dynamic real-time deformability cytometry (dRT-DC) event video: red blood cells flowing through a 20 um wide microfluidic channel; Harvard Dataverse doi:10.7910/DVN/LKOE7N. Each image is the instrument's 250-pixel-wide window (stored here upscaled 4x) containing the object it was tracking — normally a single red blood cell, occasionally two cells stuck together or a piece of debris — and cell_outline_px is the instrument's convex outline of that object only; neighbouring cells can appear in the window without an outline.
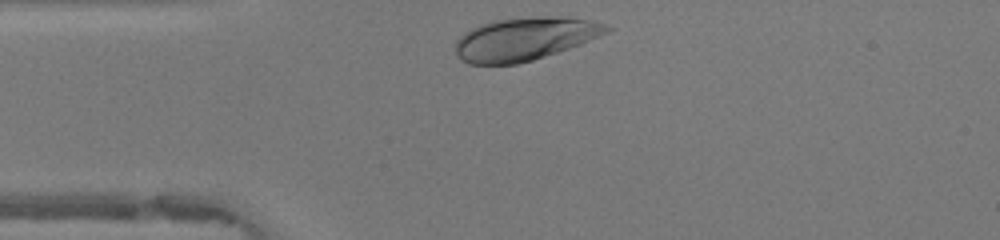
{"species": "human", "species_latin": "Homo sapiens", "temperature_condition": "warm", "stored_images_in_passage": 27, "camera_frame_rate_fps": 3000, "um_per_image_px": 0.085, "donor": {"sex": "female"}, "frame": {"image": 1, "passage_image": 1, "time_ms": 0.0, "image_size_px": [1000, 240], "cell_outline_px": [[612, 28], [608, 32], [580, 44], [532, 60], [516, 64], [468, 64], [460, 60], [456, 56], [456, 40], [464, 32], [480, 24], [492, 20], [540, 16], [568, 16], [592, 20], [604, 24]], "centroid_in_image_um": [44.58, 3.29], "position_along_channel_um": 40.4, "area_um2": 37.97}}
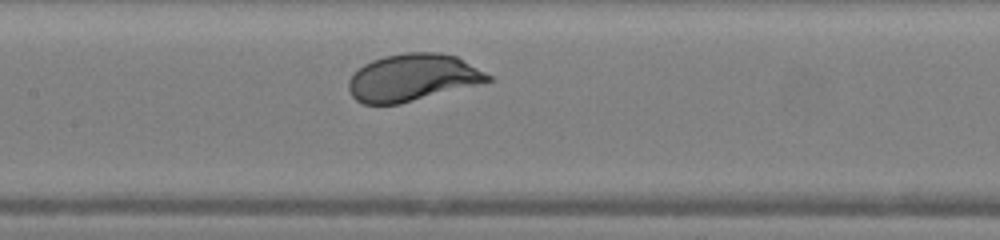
{"frame": {"image": 2, "passage_image": 12, "time_ms": 3.667, "image_size_px": [1000, 240], "cell_outline_px": [[492, 80], [400, 104], [364, 104], [356, 100], [352, 96], [348, 88], [348, 80], [364, 64], [372, 60], [384, 56], [408, 52], [440, 52], [456, 56], [492, 76]], "centroid_in_image_um": [35.04, 6.59], "position_along_channel_um": 172.4, "area_um2": 37.86}}
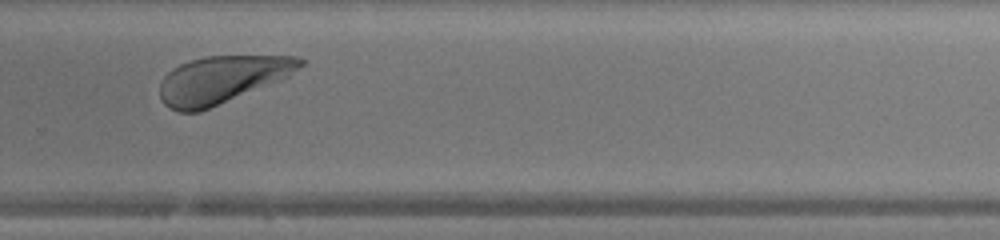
{"frame": {"image": 3, "passage_image": 22, "time_ms": 7.0, "image_size_px": [1000, 240], "cell_outline_px": [[304, 64], [288, 76], [280, 80], [200, 112], [180, 112], [168, 108], [160, 100], [160, 84], [164, 76], [172, 68], [188, 60], [204, 56], [296, 56], [304, 60]], "centroid_in_image_um": [18.82, 6.77], "position_along_channel_um": 311.0, "area_um2": 38.67}, "authors_computed_cell_mechanics": {"area_um2": 38.437, "velocity_mm_per_s": 4.1768, "shape_relaxation_time_tau1_ms": 1.483, "shape_relaxation_time_tau2_ms": null, "deformation_change_tau1": 0.1295, "deformation_change_tau2": null}}